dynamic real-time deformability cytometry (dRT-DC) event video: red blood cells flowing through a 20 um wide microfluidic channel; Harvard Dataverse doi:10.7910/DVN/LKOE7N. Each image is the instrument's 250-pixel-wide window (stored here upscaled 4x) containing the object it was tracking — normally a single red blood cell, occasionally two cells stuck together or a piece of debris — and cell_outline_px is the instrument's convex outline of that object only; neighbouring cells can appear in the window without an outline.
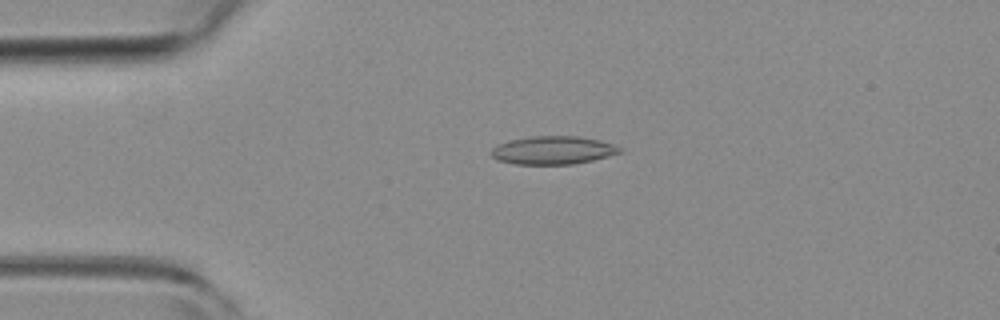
{"species": "common noctule bat (a hibernating species)", "species_latin": "Nyctalus noctula", "temperature_condition": "room temperature", "stored_images_in_passage": 6, "camera_frame_rate_fps": 3000, "um_per_image_px": 0.085, "animal": {"sex": "female", "body_mass_g": 19.3, "forearm_length_mm": 54.1}, "frame": {"image": 1, "passage_image": 4, "time_ms": 1.0, "image_size_px": [1000, 320], "cell_outline_px": [[624, 152], [592, 160], [572, 164], [512, 164], [496, 160], [488, 152], [496, 144], [508, 140], [528, 136], [576, 136], [596, 140], [612, 144], [624, 148]], "centroid_in_image_um": [46.94, 12.77], "position_along_channel_um": 38.1, "area_um2": 21.33}}
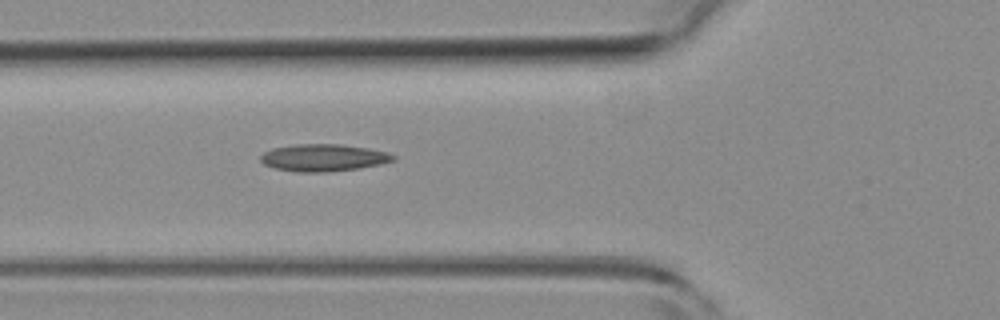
{"frame": {"image": 2, "passage_image": 6, "time_ms": 1.667, "image_size_px": [1000, 320], "cell_outline_px": [[396, 160], [380, 164], [360, 168], [328, 172], [296, 172], [276, 168], [264, 164], [260, 160], [260, 156], [264, 152], [272, 148], [296, 144], [340, 144], [368, 148], [388, 152], [396, 156]], "centroid_in_image_um": [27.51, 13.4], "position_along_channel_um": 98.3, "area_um2": 21.1}}